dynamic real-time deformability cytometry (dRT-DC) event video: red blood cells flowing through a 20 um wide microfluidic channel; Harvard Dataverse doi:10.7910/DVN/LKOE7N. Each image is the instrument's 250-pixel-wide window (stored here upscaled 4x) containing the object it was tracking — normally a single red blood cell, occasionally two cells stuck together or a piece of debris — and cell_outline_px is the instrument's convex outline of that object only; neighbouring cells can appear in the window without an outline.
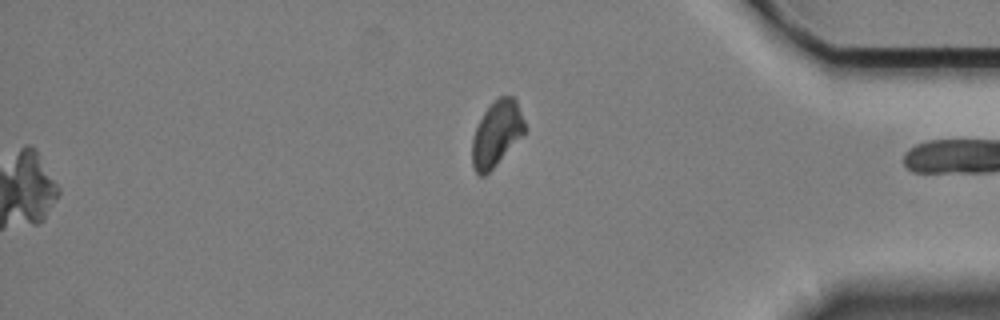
{"species": "Egyptian fruit bat (a non-hibernating species)", "species_latin": "Rousettus aegyptiacus", "temperature_condition": "cold", "stored_images_in_passage": 58, "segment_of_instrument_passage": [2, 2], "camera_frame_rate_fps": 3000, "um_per_image_px": 0.085, "animal": {"sex": "female"}, "frame": {"image": 1, "passage_image": 58, "time_ms": 19.0, "image_size_px": [1000, 320], "cell_outline_px": [[524, 132], [496, 164], [484, 176], [480, 176], [476, 172], [472, 164], [472, 136], [484, 112], [500, 96], [512, 96], [516, 100], [524, 120]], "centroid_in_image_um": [42.18, 11.35], "position_along_channel_um": 393.0, "area_um2": 19.36}}